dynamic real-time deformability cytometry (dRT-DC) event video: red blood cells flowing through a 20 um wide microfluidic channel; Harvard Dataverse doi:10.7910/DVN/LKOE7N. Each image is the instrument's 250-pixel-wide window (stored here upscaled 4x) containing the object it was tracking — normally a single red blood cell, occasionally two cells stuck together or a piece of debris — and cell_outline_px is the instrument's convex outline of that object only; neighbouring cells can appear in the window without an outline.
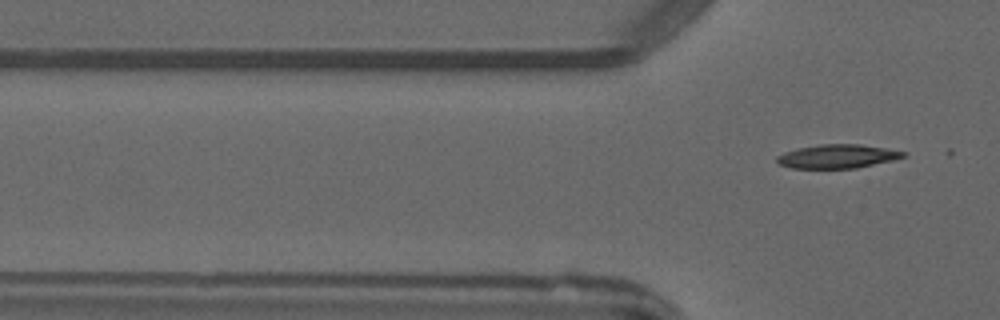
{"species": "common noctule bat (a hibernating species)", "species_latin": "Nyctalus noctula", "temperature_condition": "warm", "stored_images_in_passage": 4, "camera_frame_rate_fps": 3000, "um_per_image_px": 0.085, "animal": {"sex": "male", "forearm_length_mm": 52.5}, "frame": {"image": 1, "passage_image": 4, "time_ms": 4.667, "image_size_px": [1000, 320], "cell_outline_px": [[908, 152], [904, 156], [892, 160], [856, 168], [792, 168], [780, 164], [776, 160], [776, 156], [784, 152], [800, 148], [820, 144], [860, 144]], "centroid_in_image_um": [71.17, 13.29], "position_along_channel_um": 54.6, "area_um2": 17.28}}